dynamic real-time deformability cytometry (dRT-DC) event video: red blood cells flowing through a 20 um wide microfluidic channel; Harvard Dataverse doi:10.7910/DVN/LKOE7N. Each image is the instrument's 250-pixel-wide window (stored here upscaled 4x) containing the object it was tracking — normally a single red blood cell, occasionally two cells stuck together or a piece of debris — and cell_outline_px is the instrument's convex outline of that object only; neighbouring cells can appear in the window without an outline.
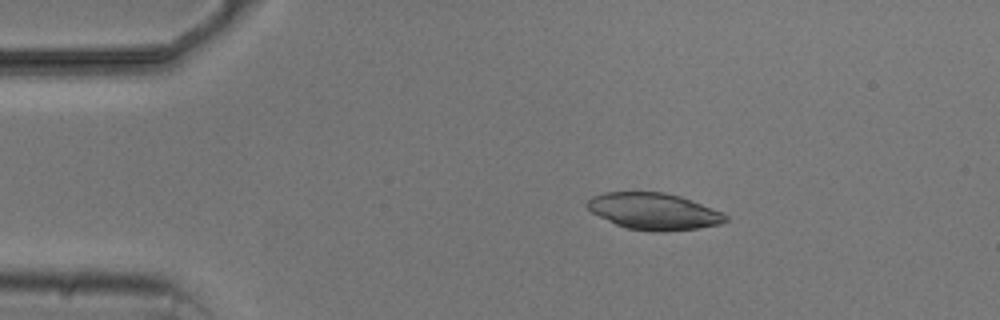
{"species": "common noctule bat (a hibernating species)", "species_latin": "Nyctalus noctula", "temperature_condition": "cold", "stored_images_in_passage": 6, "camera_frame_rate_fps": 3000, "um_per_image_px": 0.085, "animal": {"sex": "male", "body_mass_g": 20.5, "forearm_length_mm": 52.5}, "frame": {"image": 1, "passage_image": 2, "time_ms": 1.0, "image_size_px": [1000, 320], "cell_outline_px": [[728, 220], [720, 224], [696, 228], [664, 232], [652, 232], [628, 228], [616, 224], [592, 212], [584, 204], [592, 196], [604, 192], [664, 192], [680, 196], [692, 200], [720, 212], [728, 216]], "centroid_in_image_um": [55.56, 17.96], "position_along_channel_um": 29.4, "area_um2": 29.36}}
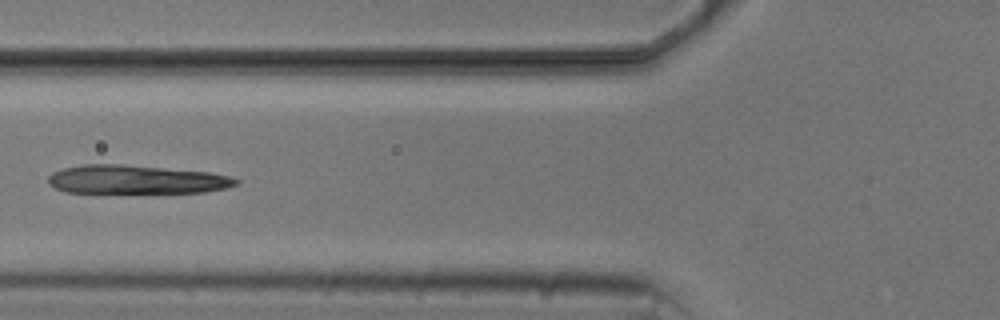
{"frame": {"image": 2, "passage_image": 5, "time_ms": 4.667, "image_size_px": [1000, 320], "cell_outline_px": [[240, 184], [228, 188], [204, 192], [64, 192], [48, 184], [48, 176], [52, 172], [60, 168], [84, 164], [120, 164], [208, 172], [228, 176], [240, 180]], "centroid_in_image_um": [11.55, 15.25], "position_along_channel_um": 114.2, "area_um2": 31.33}}
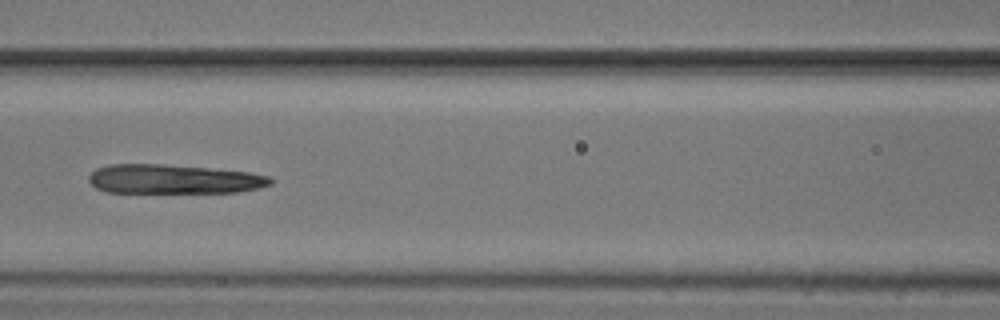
{"frame": {"image": 3, "passage_image": 6, "time_ms": 5.667, "image_size_px": [1000, 320], "cell_outline_px": [[272, 184], [260, 188], [236, 192], [104, 192], [96, 188], [88, 180], [88, 176], [96, 168], [112, 164], [164, 164], [208, 168], [248, 172], [268, 176], [272, 180]], "centroid_in_image_um": [14.73, 15.22], "position_along_channel_um": 151.9, "area_um2": 30.87}}